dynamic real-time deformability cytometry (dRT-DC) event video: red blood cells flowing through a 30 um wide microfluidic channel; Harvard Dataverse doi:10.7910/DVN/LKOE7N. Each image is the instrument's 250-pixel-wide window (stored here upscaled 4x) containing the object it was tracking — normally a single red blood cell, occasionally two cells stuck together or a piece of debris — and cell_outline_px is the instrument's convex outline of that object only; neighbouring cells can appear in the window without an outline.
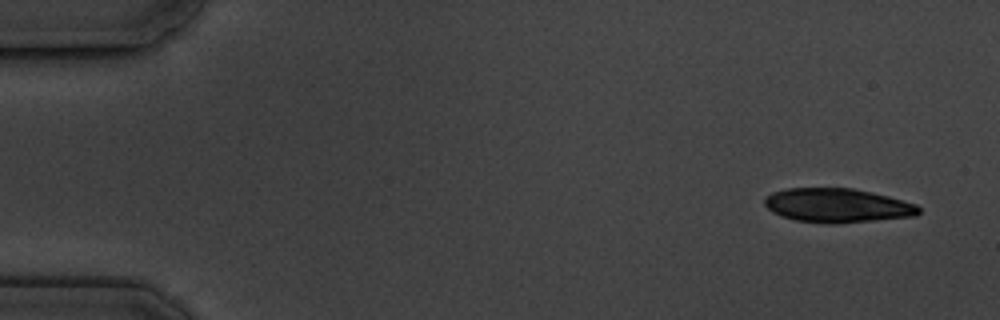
{"species": "common noctule bat (a hibernating species)", "species_latin": "Nyctalus noctula", "temperature_condition": "cold", "stored_images_in_passage": 5, "camera_frame_rate_fps": 3000, "um_per_image_px": 0.085, "animal": {"sex": "male", "body_mass_g": 19.5, "forearm_length_mm": 54.6}, "frame": {"image": 1, "passage_image": 1, "time_ms": 0.0, "image_size_px": [1000, 320], "cell_outline_px": [[920, 212], [916, 216], [836, 224], [828, 224], [796, 220], [780, 216], [772, 212], [764, 204], [764, 200], [772, 192], [784, 188], [852, 188], [872, 192], [888, 196], [916, 204], [920, 208]], "centroid_in_image_um": [71.16, 17.47], "position_along_channel_um": 13.8, "area_um2": 30.75}}